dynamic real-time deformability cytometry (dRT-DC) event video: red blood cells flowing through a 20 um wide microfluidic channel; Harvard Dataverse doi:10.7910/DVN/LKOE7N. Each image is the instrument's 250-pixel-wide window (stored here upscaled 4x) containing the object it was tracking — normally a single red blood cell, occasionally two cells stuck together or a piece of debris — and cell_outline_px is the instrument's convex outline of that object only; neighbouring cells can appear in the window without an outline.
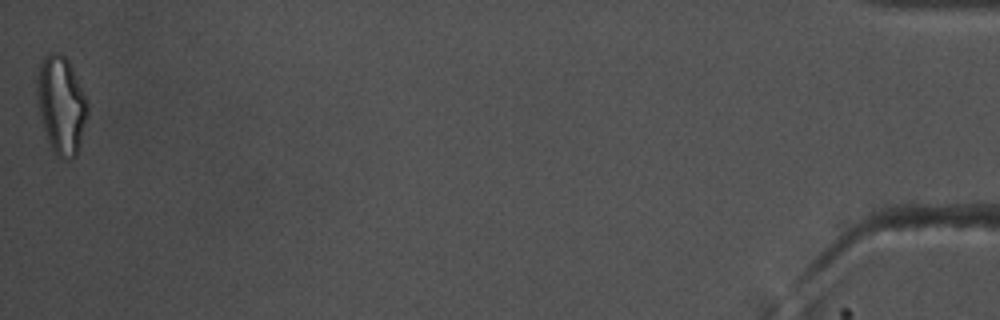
{"species": "common noctule bat (a hibernating species)", "species_latin": "Nyctalus noctula", "temperature_condition": "warm", "stored_images_in_passage": 41, "camera_frame_rate_fps": 3000, "um_per_image_px": 0.085, "animal": {"sex": "male", "body_mass_g": 17.5, "forearm_length_mm": 52.3}, "frame": {"image": 1, "passage_image": 41, "time_ms": 13.333, "image_size_px": [1000, 320], "cell_outline_px": [[88, 112], [80, 148], [76, 156], [72, 160], [64, 160], [56, 156], [48, 140], [44, 128], [40, 112], [36, 92], [36, 84], [40, 64], [44, 56], [52, 52], [60, 52], [68, 60], [88, 100]], "centroid_in_image_um": [5.23, 8.95], "position_along_channel_um": 430.0, "area_um2": 28.9}, "authors_computed_cell_mechanics": {"area_um2": 19.0162, "velocity_mm_per_s": 3.8071, "shape_relaxation_time_tau1_ms": null, "shape_relaxation_time_tau2_ms": 1.8103, "deformation_change_tau1": null, "deformation_change_tau2": 0.1002}}